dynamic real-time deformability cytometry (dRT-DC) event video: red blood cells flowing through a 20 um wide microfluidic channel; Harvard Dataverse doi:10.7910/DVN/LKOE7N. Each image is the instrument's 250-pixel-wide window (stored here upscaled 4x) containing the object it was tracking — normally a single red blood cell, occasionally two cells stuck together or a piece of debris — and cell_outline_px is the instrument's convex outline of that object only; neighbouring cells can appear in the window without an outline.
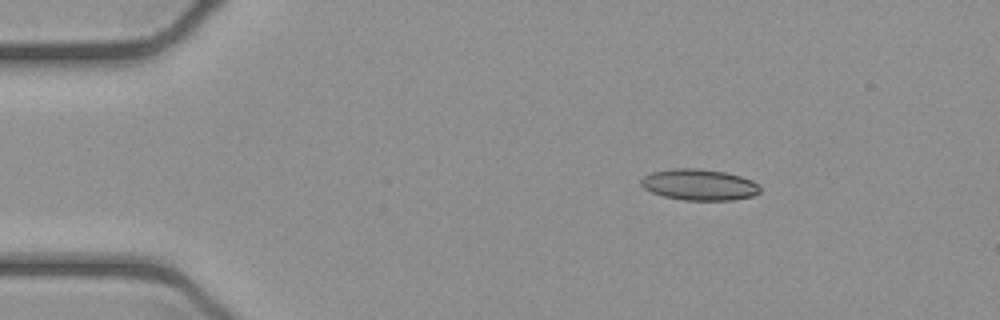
{"species": "common noctule bat (a hibernating species)", "species_latin": "Nyctalus noctula", "temperature_condition": "cold", "stored_images_in_passage": 13, "camera_frame_rate_fps": 3000, "um_per_image_px": 0.085, "animal": {"sex": "female", "body_mass_g": 21.9}, "frame": {"image": 1, "passage_image": 6, "time_ms": 1.667, "image_size_px": [1000, 320], "cell_outline_px": [[760, 192], [752, 196], [732, 200], [684, 200], [664, 196], [652, 192], [644, 188], [640, 184], [640, 180], [644, 176], [652, 172], [672, 168], [696, 168], [728, 172], [752, 180], [760, 184]], "centroid_in_image_um": [59.45, 15.69], "position_along_channel_um": 25.6, "area_um2": 21.73}}